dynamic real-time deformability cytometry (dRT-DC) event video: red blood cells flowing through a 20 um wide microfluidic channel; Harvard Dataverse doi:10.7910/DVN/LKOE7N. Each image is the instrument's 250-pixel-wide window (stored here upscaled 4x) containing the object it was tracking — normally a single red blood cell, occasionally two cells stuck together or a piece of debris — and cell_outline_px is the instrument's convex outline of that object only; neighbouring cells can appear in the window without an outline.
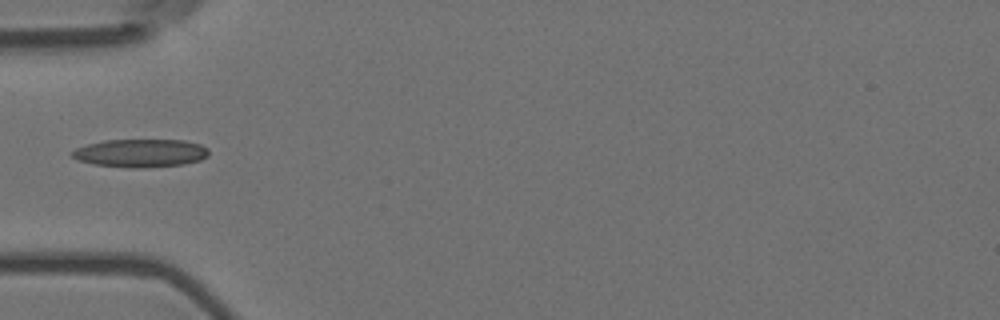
{"species": "Egyptian fruit bat (a non-hibernating species)", "species_latin": "Rousettus aegyptiacus", "temperature_condition": "room temperature", "stored_images_in_passage": 24, "camera_frame_rate_fps": 3000, "um_per_image_px": 0.085, "animal": {"sex": "female"}, "frame": {"image": 1, "passage_image": 1, "time_ms": 0.0, "image_size_px": [1000, 320], "cell_outline_px": [[208, 156], [200, 160], [184, 164], [144, 168], [128, 168], [92, 164], [76, 160], [68, 152], [76, 148], [88, 144], [104, 140], [184, 140], [200, 144], [208, 148]], "centroid_in_image_um": [11.91, 13.02], "position_along_channel_um": 73.1, "area_um2": 22.66}}
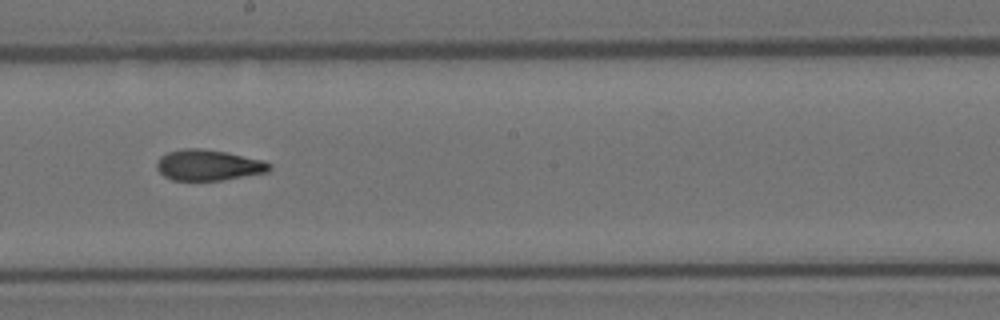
{"frame": {"image": 2, "passage_image": 14, "time_ms": 4.333, "image_size_px": [1000, 320], "cell_outline_px": [[272, 168], [268, 172], [220, 180], [172, 180], [164, 176], [156, 168], [156, 164], [160, 156], [168, 152], [184, 148], [204, 148], [228, 152], [264, 160], [272, 164]], "centroid_in_image_um": [17.73, 14.02], "position_along_channel_um": 230.5, "area_um2": 20.4}}
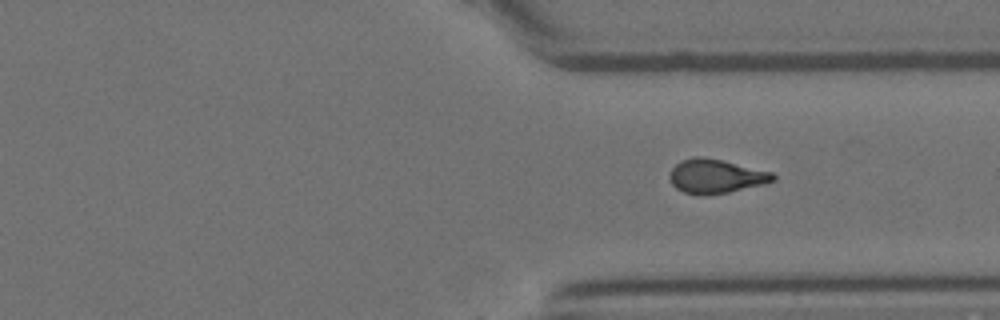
{"frame": {"image": 3, "passage_image": 24, "time_ms": 7.667, "image_size_px": [1000, 320], "cell_outline_px": [[776, 180], [764, 184], [728, 192], [704, 196], [700, 196], [684, 192], [676, 188], [672, 184], [668, 176], [672, 168], [680, 160], [696, 156], [704, 156], [772, 172], [776, 176]], "centroid_in_image_um": [60.82, 14.98], "position_along_channel_um": 350.6, "area_um2": 20.63}}